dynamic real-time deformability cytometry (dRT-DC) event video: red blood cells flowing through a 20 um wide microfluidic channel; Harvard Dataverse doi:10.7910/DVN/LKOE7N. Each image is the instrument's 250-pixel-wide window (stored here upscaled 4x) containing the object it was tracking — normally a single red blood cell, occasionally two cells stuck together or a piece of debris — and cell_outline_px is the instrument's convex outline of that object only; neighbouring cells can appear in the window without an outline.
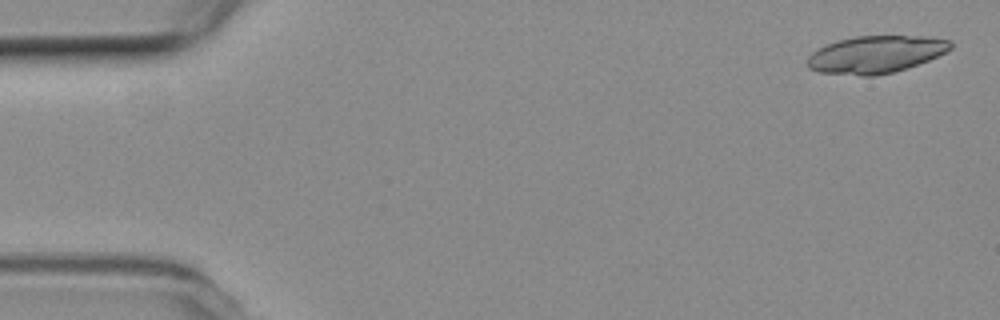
{"species": "common noctule bat (a hibernating species)", "species_latin": "Nyctalus noctula", "temperature_condition": "room temperature", "stored_images_in_passage": 18, "camera_frame_rate_fps": 3000, "um_per_image_px": 0.085, "animal": {"sex": "female", "body_mass_g": 19.3, "forearm_length_mm": 54.1}, "frame": {"image": 1, "passage_image": 2, "time_ms": 0.333, "image_size_px": [1000, 320], "cell_outline_px": [[952, 48], [928, 60], [892, 72], [876, 76], [860, 76], [820, 72], [808, 68], [808, 56], [812, 52], [836, 40], [856, 36], [924, 36], [952, 40]], "centroid_in_image_um": [74.42, 4.62], "position_along_channel_um": 10.6, "area_um2": 30.92}}